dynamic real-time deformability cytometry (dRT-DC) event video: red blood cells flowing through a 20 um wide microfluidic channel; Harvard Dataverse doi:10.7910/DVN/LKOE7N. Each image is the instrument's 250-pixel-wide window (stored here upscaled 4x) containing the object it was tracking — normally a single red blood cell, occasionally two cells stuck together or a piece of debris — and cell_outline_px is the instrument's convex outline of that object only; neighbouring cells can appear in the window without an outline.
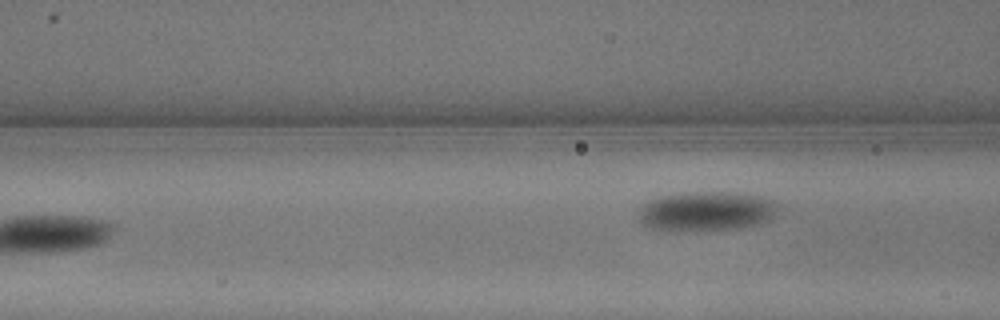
{"species": "common noctule bat (a hibernating species)", "species_latin": "Nyctalus noctula", "temperature_condition": "warm", "stored_images_in_passage": 13, "camera_frame_rate_fps": 3000, "um_per_image_px": 0.085, "animal": {"sex": "male", "body_mass_g": 13.3}, "frame": {"image": 1, "passage_image": 13, "time_ms": 4.0, "image_size_px": [1000, 320], "cell_outline_px": [[780, 204], [772, 216], [768, 220], [760, 224], [740, 228], [700, 232], [664, 232], [648, 228], [640, 220], [640, 212], [644, 204], [660, 196], [684, 192], [740, 192], [776, 200]], "centroid_in_image_um": [60.05, 17.99], "position_along_channel_um": 106.5, "area_um2": 33.0}}